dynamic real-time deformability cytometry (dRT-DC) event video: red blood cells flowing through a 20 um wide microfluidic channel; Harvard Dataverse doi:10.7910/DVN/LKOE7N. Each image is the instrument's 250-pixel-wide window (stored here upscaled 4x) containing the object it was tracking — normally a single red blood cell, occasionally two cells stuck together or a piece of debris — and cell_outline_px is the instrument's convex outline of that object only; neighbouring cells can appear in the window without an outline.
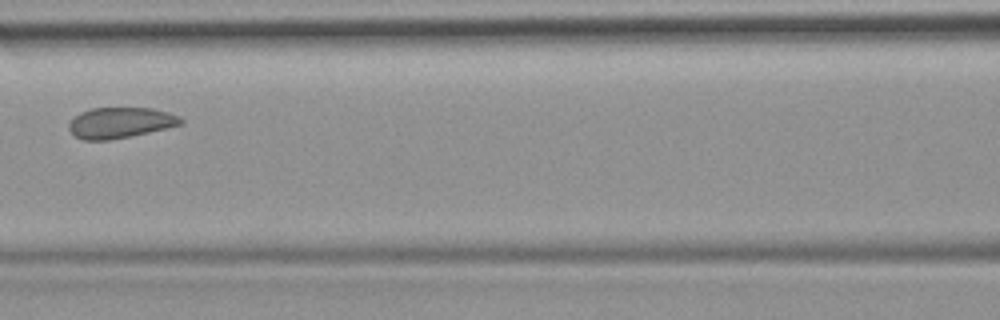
{"species": "common noctule bat (a hibernating species)", "species_latin": "Nyctalus noctula", "temperature_condition": "room temperature", "stored_images_in_passage": 8, "camera_frame_rate_fps": 3000, "um_per_image_px": 0.085, "animal": {"sex": "female", "body_mass_g": 19.9}, "frame": {"image": 1, "passage_image": 7, "time_ms": 7.667, "image_size_px": [1000, 320], "cell_outline_px": [[184, 124], [168, 128], [132, 136], [108, 140], [84, 140], [76, 136], [68, 128], [68, 124], [80, 112], [92, 108], [152, 108], [168, 112], [180, 116], [184, 120]], "centroid_in_image_um": [10.28, 10.43], "position_along_channel_um": 156.3, "area_um2": 20.11}}
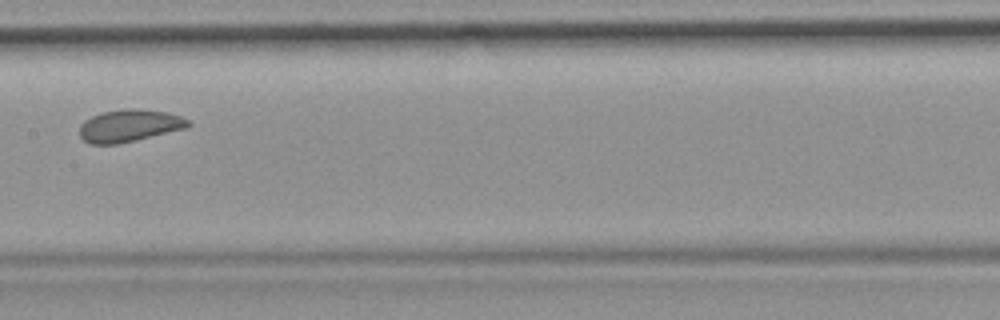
{"frame": {"image": 2, "passage_image": 8, "time_ms": 8.667, "image_size_px": [1000, 320], "cell_outline_px": [[192, 124], [188, 128], [136, 140], [116, 144], [88, 144], [80, 136], [80, 124], [84, 120], [100, 112], [124, 108], [136, 108], [168, 112], [192, 120]], "centroid_in_image_um": [11.02, 10.67], "position_along_channel_um": 196.4, "area_um2": 20.81}}